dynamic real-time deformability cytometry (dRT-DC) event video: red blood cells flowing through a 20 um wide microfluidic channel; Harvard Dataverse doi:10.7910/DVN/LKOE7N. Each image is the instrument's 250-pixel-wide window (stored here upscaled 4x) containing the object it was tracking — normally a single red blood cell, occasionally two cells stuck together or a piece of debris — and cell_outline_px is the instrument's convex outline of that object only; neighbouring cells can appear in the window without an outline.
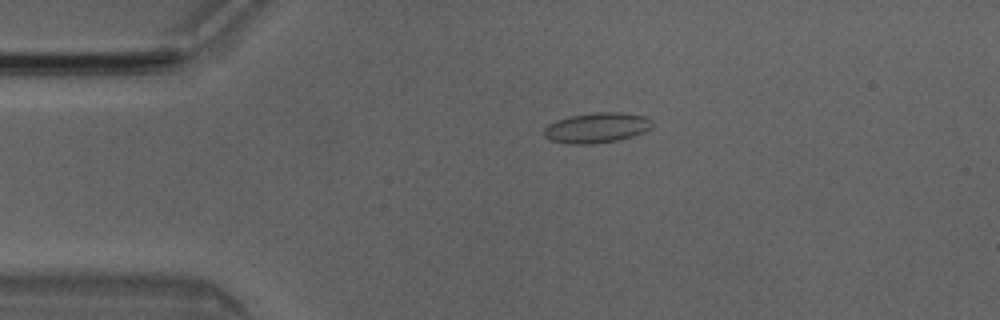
{"species": "Egyptian fruit bat (a non-hibernating species)", "species_latin": "Rousettus aegyptiacus", "temperature_condition": "room temperature", "stored_images_in_passage": 46, "camera_frame_rate_fps": 3000, "um_per_image_px": 0.085, "animal": {"sex": "male"}, "frame": {"image": 1, "passage_image": 10, "time_ms": 3.0, "image_size_px": [1000, 320], "cell_outline_px": [[652, 128], [644, 132], [620, 140], [592, 144], [568, 144], [552, 140], [544, 136], [544, 128], [548, 124], [556, 120], [568, 116], [596, 112], [620, 112], [648, 116], [652, 120]], "centroid_in_image_um": [50.75, 10.85], "position_along_channel_um": 34.3, "area_um2": 19.31}}
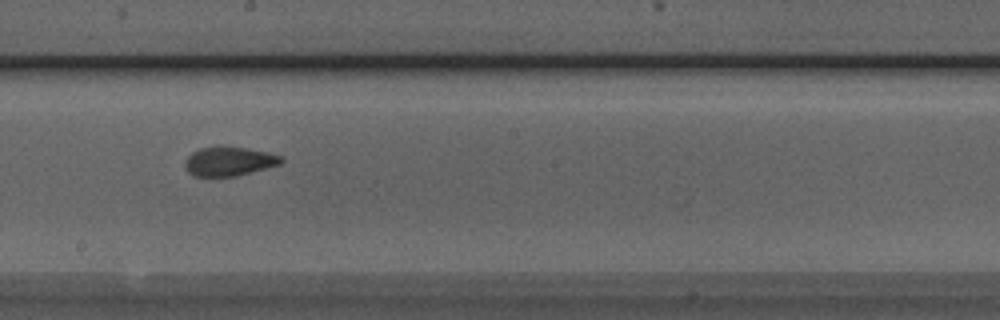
{"frame": {"image": 2, "passage_image": 27, "time_ms": 8.667, "image_size_px": [1000, 320], "cell_outline_px": [[284, 160], [280, 164], [236, 176], [192, 176], [184, 168], [184, 160], [192, 152], [200, 148], [248, 148], [268, 152], [284, 156]], "centroid_in_image_um": [19.47, 13.73], "position_along_channel_um": 228.7, "area_um2": 16.13}}
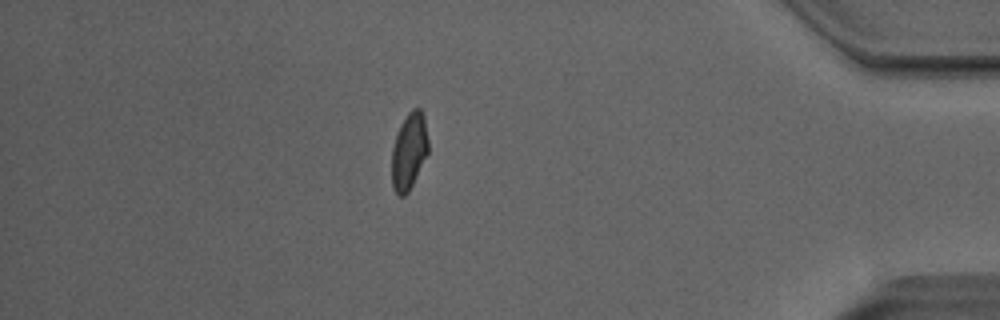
{"frame": {"image": 3, "passage_image": 43, "time_ms": 14.0, "image_size_px": [1000, 320], "cell_outline_px": [[428, 152], [408, 192], [404, 196], [400, 196], [392, 188], [392, 148], [400, 124], [408, 112], [412, 108], [420, 108], [424, 116], [428, 140]], "centroid_in_image_um": [34.76, 12.83], "position_along_channel_um": 400.4, "area_um2": 16.18}, "authors_computed_cell_mechanics": {"area_um2": 16.9932, "velocity_mm_per_s": 4.0627, "shape_relaxation_time_tau1_ms": null, "shape_relaxation_time_tau2_ms": 0.8448, "deformation_change_tau1": null, "deformation_change_tau2": 0.0628}}